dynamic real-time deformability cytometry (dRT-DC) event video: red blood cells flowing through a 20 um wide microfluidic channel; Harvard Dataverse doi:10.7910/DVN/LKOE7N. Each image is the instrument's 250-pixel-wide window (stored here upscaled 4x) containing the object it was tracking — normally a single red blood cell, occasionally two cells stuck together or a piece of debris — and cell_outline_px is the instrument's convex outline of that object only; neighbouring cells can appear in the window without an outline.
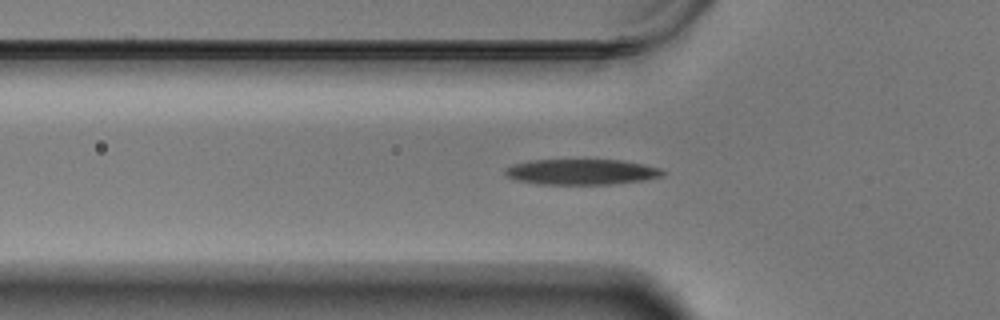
{"species": "Egyptian fruit bat (a non-hibernating species)", "species_latin": "Rousettus aegyptiacus", "temperature_condition": "warm", "stored_images_in_passage": 39, "camera_frame_rate_fps": 3000, "um_per_image_px": 0.085, "animal": {"sex": "male"}, "frame": {"image": 1, "passage_image": 5, "time_ms": 1.333, "image_size_px": [1000, 320], "cell_outline_px": [[664, 176], [640, 180], [608, 184], [540, 184], [516, 180], [504, 176], [504, 168], [512, 164], [528, 160], [624, 160], [644, 164], [660, 168], [664, 172]], "centroid_in_image_um": [49.36, 14.6], "position_along_channel_um": 76.4, "area_um2": 23.52}}
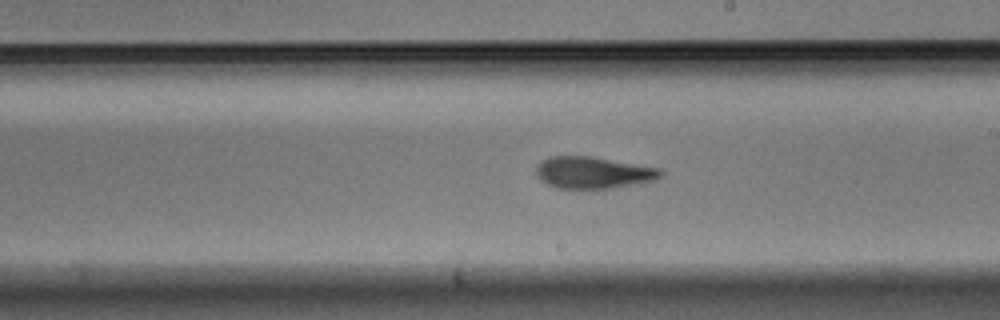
{"frame": {"image": 2, "passage_image": 19, "time_ms": 6.0, "image_size_px": [1000, 320], "cell_outline_px": [[664, 176], [652, 180], [632, 184], [608, 188], [556, 188], [540, 180], [536, 172], [536, 164], [540, 160], [548, 156], [592, 156], [660, 168], [664, 172]], "centroid_in_image_um": [50.38, 14.65], "position_along_channel_um": 238.6, "area_um2": 23.06}}
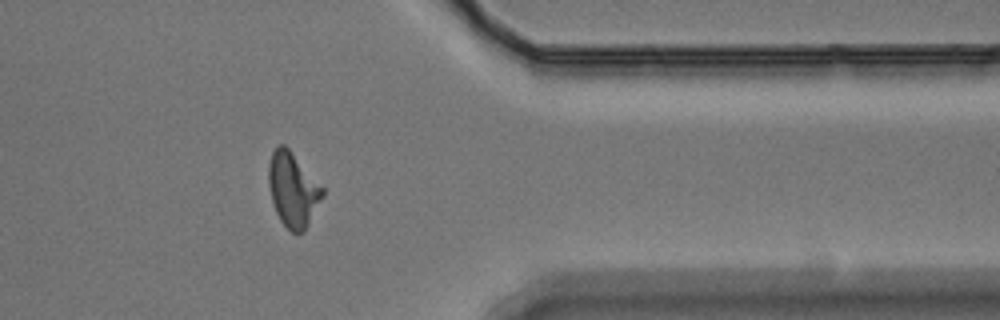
{"frame": {"image": 3, "passage_image": 33, "time_ms": 10.667, "image_size_px": [1000, 320], "cell_outline_px": [[324, 196], [304, 232], [292, 232], [280, 220], [276, 212], [272, 200], [268, 184], [268, 164], [272, 152], [276, 144], [284, 144], [288, 148], [324, 188]], "centroid_in_image_um": [24.89, 16.1], "position_along_channel_um": 386.5, "area_um2": 23.29}}